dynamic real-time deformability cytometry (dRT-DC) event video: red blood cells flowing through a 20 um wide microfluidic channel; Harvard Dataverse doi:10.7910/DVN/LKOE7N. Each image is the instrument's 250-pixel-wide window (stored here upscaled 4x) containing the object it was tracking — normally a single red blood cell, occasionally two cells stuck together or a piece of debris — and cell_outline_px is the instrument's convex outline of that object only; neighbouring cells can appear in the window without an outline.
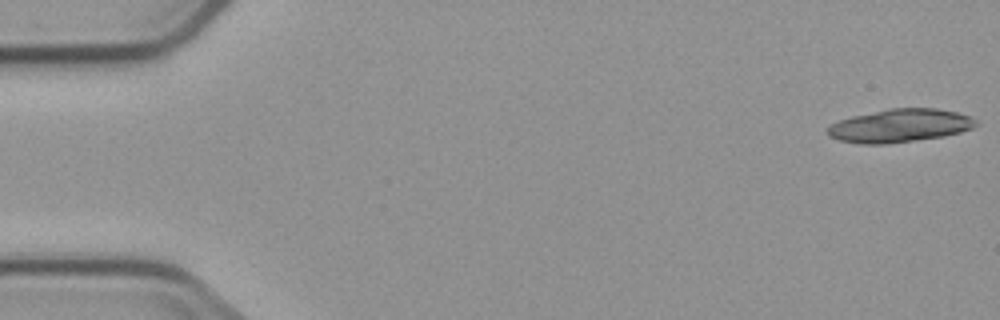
{"species": "common noctule bat (a hibernating species)", "species_latin": "Nyctalus noctula", "temperature_condition": "cold", "stored_images_in_passage": 14, "camera_frame_rate_fps": 3000, "um_per_image_px": 0.085, "animal": {"sex": "male", "body_mass_g": 23.1, "forearm_length_mm": 52.7}, "frame": {"image": 1, "passage_image": 1, "time_ms": 0.0, "image_size_px": [1000, 320], "cell_outline_px": [[980, 124], [972, 128], [960, 132], [944, 136], [916, 140], [884, 144], [860, 144], [840, 140], [828, 136], [824, 128], [828, 124], [852, 116], [892, 108], [936, 108], [956, 112], [968, 116], [976, 120]], "centroid_in_image_um": [76.45, 10.68], "position_along_channel_um": 8.6, "area_um2": 28.78}, "authors_computed_cell_mechanics": {"area_um2": 16.7042, "velocity_mm_per_s": 3.7171, "shape_relaxation_time_tau1_ms": null, "shape_relaxation_time_tau2_ms": 6.1869, "deformation_change_tau1": null, "deformation_change_tau2": 0.1283}}